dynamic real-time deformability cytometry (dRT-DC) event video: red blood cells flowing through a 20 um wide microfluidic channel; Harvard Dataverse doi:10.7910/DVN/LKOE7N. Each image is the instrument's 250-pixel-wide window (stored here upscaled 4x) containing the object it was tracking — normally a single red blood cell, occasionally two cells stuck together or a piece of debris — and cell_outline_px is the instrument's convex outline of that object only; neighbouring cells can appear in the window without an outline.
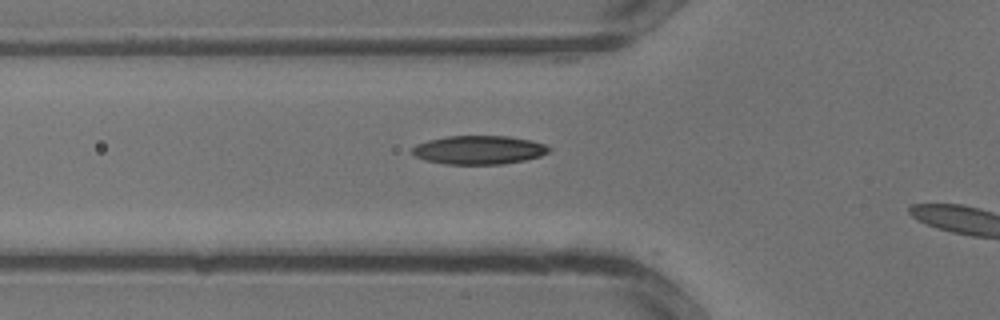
{"species": "common noctule bat (a hibernating species)", "species_latin": "Nyctalus noctula", "temperature_condition": "warm", "stored_images_in_passage": 4, "camera_frame_rate_fps": 3000, "um_per_image_px": 0.085, "animal": {"sex": "male", "body_mass_g": 13.3}, "frame": {"image": 1, "passage_image": 2, "time_ms": 0.333, "image_size_px": [1000, 320], "cell_outline_px": [[552, 148], [548, 152], [540, 156], [524, 160], [504, 164], [444, 164], [424, 160], [416, 156], [412, 152], [412, 148], [416, 144], [428, 140], [448, 136], [508, 136], [532, 140], [544, 144]], "centroid_in_image_um": [40.71, 12.74], "position_along_channel_um": 85.1, "area_um2": 22.89}}